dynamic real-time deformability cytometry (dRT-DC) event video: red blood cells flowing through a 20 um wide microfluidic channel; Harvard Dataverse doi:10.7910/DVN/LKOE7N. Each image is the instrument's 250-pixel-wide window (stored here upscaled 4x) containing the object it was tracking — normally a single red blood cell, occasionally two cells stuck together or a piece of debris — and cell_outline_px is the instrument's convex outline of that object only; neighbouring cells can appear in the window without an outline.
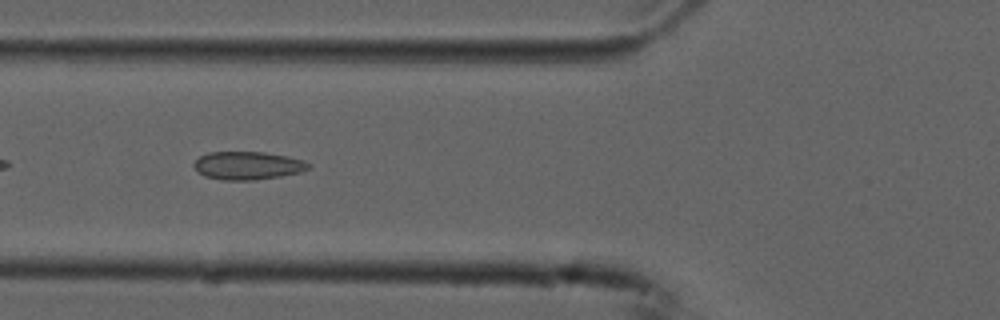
{"species": "common noctule bat (a hibernating species)", "species_latin": "Nyctalus noctula", "temperature_condition": "cold", "stored_images_in_passage": 37, "camera_frame_rate_fps": 3000, "um_per_image_px": 0.085, "animal": {"sex": "male", "forearm_length_mm": 52.5}, "frame": {"image": 1, "passage_image": 6, "time_ms": 1.667, "image_size_px": [1000, 320], "cell_outline_px": [[312, 164], [308, 168], [300, 172], [280, 176], [252, 180], [224, 180], [204, 176], [192, 164], [200, 156], [208, 152], [264, 152], [288, 156], [304, 160]], "centroid_in_image_um": [21.07, 14.06], "position_along_channel_um": 104.7, "area_um2": 18.67}}
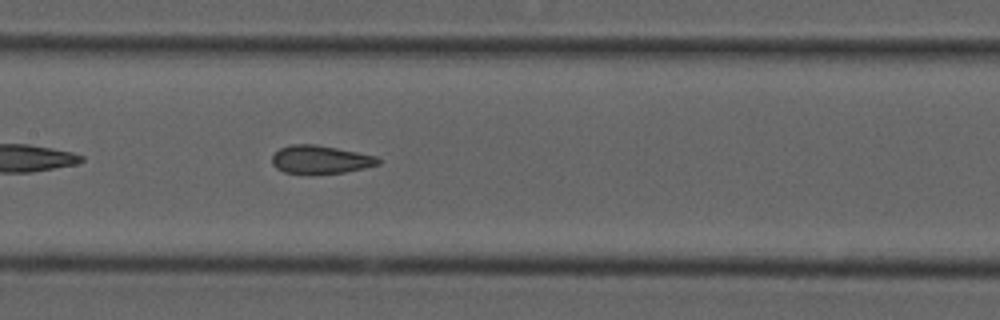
{"frame": {"image": 2, "passage_image": 12, "time_ms": 3.667, "image_size_px": [1000, 320], "cell_outline_px": [[380, 164], [364, 168], [344, 172], [312, 176], [284, 172], [276, 168], [272, 164], [272, 156], [280, 148], [292, 144], [316, 144], [376, 156], [380, 160]], "centroid_in_image_um": [27.2, 13.59], "position_along_channel_um": 180.2, "area_um2": 17.8}}
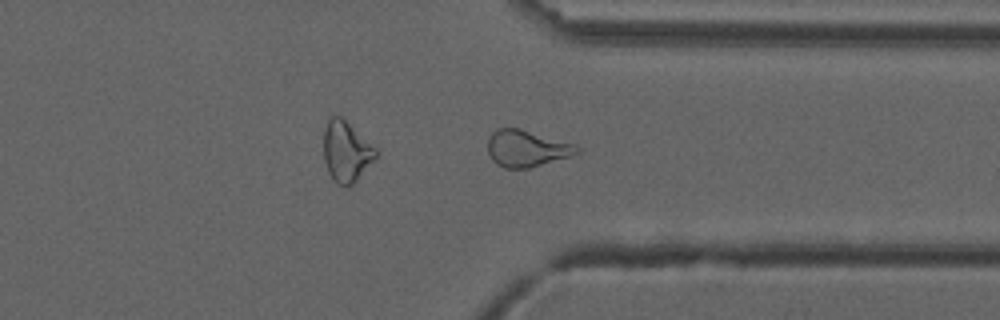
{"frame": {"image": 3, "passage_image": 27, "time_ms": 8.667, "image_size_px": [1000, 320], "cell_outline_px": [[580, 152], [568, 156], [528, 168], [504, 168], [496, 164], [492, 160], [488, 152], [488, 136], [496, 128], [520, 128], [576, 144], [580, 148]], "centroid_in_image_um": [44.73, 12.6], "position_along_channel_um": 366.7, "area_um2": 19.02}, "authors_computed_cell_mechanics": {"area_um2": 18.207, "velocity_mm_per_s": 3.75, "shape_relaxation_time_tau1_ms": null, "shape_relaxation_time_tau2_ms": 1.9043, "deformation_change_tau1": null, "deformation_change_tau2": 0.0801}}